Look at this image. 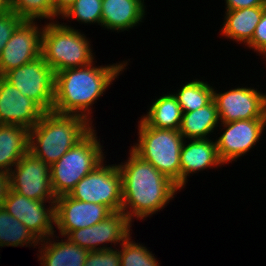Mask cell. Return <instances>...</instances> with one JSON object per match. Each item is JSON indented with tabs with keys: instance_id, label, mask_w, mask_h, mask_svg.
I'll return each mask as SVG.
<instances>
[{
	"instance_id": "cell-30",
	"label": "cell",
	"mask_w": 266,
	"mask_h": 266,
	"mask_svg": "<svg viewBox=\"0 0 266 266\" xmlns=\"http://www.w3.org/2000/svg\"><path fill=\"white\" fill-rule=\"evenodd\" d=\"M84 266H120L119 248L89 251Z\"/></svg>"
},
{
	"instance_id": "cell-2",
	"label": "cell",
	"mask_w": 266,
	"mask_h": 266,
	"mask_svg": "<svg viewBox=\"0 0 266 266\" xmlns=\"http://www.w3.org/2000/svg\"><path fill=\"white\" fill-rule=\"evenodd\" d=\"M95 62L55 73L53 112L80 115L93 123V104L109 90V86L127 69L129 63L125 60L96 66Z\"/></svg>"
},
{
	"instance_id": "cell-36",
	"label": "cell",
	"mask_w": 266,
	"mask_h": 266,
	"mask_svg": "<svg viewBox=\"0 0 266 266\" xmlns=\"http://www.w3.org/2000/svg\"><path fill=\"white\" fill-rule=\"evenodd\" d=\"M262 56L265 59L264 61H266V53H264Z\"/></svg>"
},
{
	"instance_id": "cell-9",
	"label": "cell",
	"mask_w": 266,
	"mask_h": 266,
	"mask_svg": "<svg viewBox=\"0 0 266 266\" xmlns=\"http://www.w3.org/2000/svg\"><path fill=\"white\" fill-rule=\"evenodd\" d=\"M9 174L10 190L29 199L55 201L50 176V165L30 151L17 162Z\"/></svg>"
},
{
	"instance_id": "cell-4",
	"label": "cell",
	"mask_w": 266,
	"mask_h": 266,
	"mask_svg": "<svg viewBox=\"0 0 266 266\" xmlns=\"http://www.w3.org/2000/svg\"><path fill=\"white\" fill-rule=\"evenodd\" d=\"M44 23L41 55L54 73L95 61L91 42L81 30L58 20Z\"/></svg>"
},
{
	"instance_id": "cell-12",
	"label": "cell",
	"mask_w": 266,
	"mask_h": 266,
	"mask_svg": "<svg viewBox=\"0 0 266 266\" xmlns=\"http://www.w3.org/2000/svg\"><path fill=\"white\" fill-rule=\"evenodd\" d=\"M219 127H223L221 132L224 130L215 142L219 159L226 165L237 161L257 146L266 128V122L265 119L237 120L220 122Z\"/></svg>"
},
{
	"instance_id": "cell-13",
	"label": "cell",
	"mask_w": 266,
	"mask_h": 266,
	"mask_svg": "<svg viewBox=\"0 0 266 266\" xmlns=\"http://www.w3.org/2000/svg\"><path fill=\"white\" fill-rule=\"evenodd\" d=\"M3 208L21 221L40 241L56 232L55 201L32 200L9 190Z\"/></svg>"
},
{
	"instance_id": "cell-27",
	"label": "cell",
	"mask_w": 266,
	"mask_h": 266,
	"mask_svg": "<svg viewBox=\"0 0 266 266\" xmlns=\"http://www.w3.org/2000/svg\"><path fill=\"white\" fill-rule=\"evenodd\" d=\"M130 234L122 244L118 245L120 253V266H160L153 252L144 244L136 243Z\"/></svg>"
},
{
	"instance_id": "cell-5",
	"label": "cell",
	"mask_w": 266,
	"mask_h": 266,
	"mask_svg": "<svg viewBox=\"0 0 266 266\" xmlns=\"http://www.w3.org/2000/svg\"><path fill=\"white\" fill-rule=\"evenodd\" d=\"M93 127L57 162L50 166L51 185L57 197L69 195L75 185L106 159Z\"/></svg>"
},
{
	"instance_id": "cell-20",
	"label": "cell",
	"mask_w": 266,
	"mask_h": 266,
	"mask_svg": "<svg viewBox=\"0 0 266 266\" xmlns=\"http://www.w3.org/2000/svg\"><path fill=\"white\" fill-rule=\"evenodd\" d=\"M266 6L246 7L237 10H226L220 34L232 41L246 46L255 33Z\"/></svg>"
},
{
	"instance_id": "cell-8",
	"label": "cell",
	"mask_w": 266,
	"mask_h": 266,
	"mask_svg": "<svg viewBox=\"0 0 266 266\" xmlns=\"http://www.w3.org/2000/svg\"><path fill=\"white\" fill-rule=\"evenodd\" d=\"M21 94L35 101L45 112H51L55 94V73L40 55L3 76Z\"/></svg>"
},
{
	"instance_id": "cell-28",
	"label": "cell",
	"mask_w": 266,
	"mask_h": 266,
	"mask_svg": "<svg viewBox=\"0 0 266 266\" xmlns=\"http://www.w3.org/2000/svg\"><path fill=\"white\" fill-rule=\"evenodd\" d=\"M101 15L102 0H75L73 5L59 19H75L79 23L101 26Z\"/></svg>"
},
{
	"instance_id": "cell-7",
	"label": "cell",
	"mask_w": 266,
	"mask_h": 266,
	"mask_svg": "<svg viewBox=\"0 0 266 266\" xmlns=\"http://www.w3.org/2000/svg\"><path fill=\"white\" fill-rule=\"evenodd\" d=\"M100 163L69 193L73 199L105 205L112 212L122 210V176L117 164Z\"/></svg>"
},
{
	"instance_id": "cell-33",
	"label": "cell",
	"mask_w": 266,
	"mask_h": 266,
	"mask_svg": "<svg viewBox=\"0 0 266 266\" xmlns=\"http://www.w3.org/2000/svg\"><path fill=\"white\" fill-rule=\"evenodd\" d=\"M74 2L75 0H53L54 21L58 20L57 17L59 18Z\"/></svg>"
},
{
	"instance_id": "cell-17",
	"label": "cell",
	"mask_w": 266,
	"mask_h": 266,
	"mask_svg": "<svg viewBox=\"0 0 266 266\" xmlns=\"http://www.w3.org/2000/svg\"><path fill=\"white\" fill-rule=\"evenodd\" d=\"M185 139L180 153V189L189 181V175L224 164L218 156L215 139ZM187 143V144H186ZM188 176V177H187Z\"/></svg>"
},
{
	"instance_id": "cell-14",
	"label": "cell",
	"mask_w": 266,
	"mask_h": 266,
	"mask_svg": "<svg viewBox=\"0 0 266 266\" xmlns=\"http://www.w3.org/2000/svg\"><path fill=\"white\" fill-rule=\"evenodd\" d=\"M37 23L24 20L17 27L0 54V76L41 55L44 25Z\"/></svg>"
},
{
	"instance_id": "cell-25",
	"label": "cell",
	"mask_w": 266,
	"mask_h": 266,
	"mask_svg": "<svg viewBox=\"0 0 266 266\" xmlns=\"http://www.w3.org/2000/svg\"><path fill=\"white\" fill-rule=\"evenodd\" d=\"M211 85L198 78L180 85L182 87L173 95L177 98L183 113L195 111L209 104L213 100L214 87Z\"/></svg>"
},
{
	"instance_id": "cell-19",
	"label": "cell",
	"mask_w": 266,
	"mask_h": 266,
	"mask_svg": "<svg viewBox=\"0 0 266 266\" xmlns=\"http://www.w3.org/2000/svg\"><path fill=\"white\" fill-rule=\"evenodd\" d=\"M56 235L54 233L40 241L37 254L40 266H84L89 251L75 245L65 236L55 240L59 238Z\"/></svg>"
},
{
	"instance_id": "cell-18",
	"label": "cell",
	"mask_w": 266,
	"mask_h": 266,
	"mask_svg": "<svg viewBox=\"0 0 266 266\" xmlns=\"http://www.w3.org/2000/svg\"><path fill=\"white\" fill-rule=\"evenodd\" d=\"M145 12L144 0H102L101 27L111 32L129 31L143 22Z\"/></svg>"
},
{
	"instance_id": "cell-23",
	"label": "cell",
	"mask_w": 266,
	"mask_h": 266,
	"mask_svg": "<svg viewBox=\"0 0 266 266\" xmlns=\"http://www.w3.org/2000/svg\"><path fill=\"white\" fill-rule=\"evenodd\" d=\"M183 111L173 93L163 94L152 101L141 119L150 127L179 130Z\"/></svg>"
},
{
	"instance_id": "cell-10",
	"label": "cell",
	"mask_w": 266,
	"mask_h": 266,
	"mask_svg": "<svg viewBox=\"0 0 266 266\" xmlns=\"http://www.w3.org/2000/svg\"><path fill=\"white\" fill-rule=\"evenodd\" d=\"M215 88L213 100L220 122L265 119L266 93L248 86H237L224 92H218Z\"/></svg>"
},
{
	"instance_id": "cell-1",
	"label": "cell",
	"mask_w": 266,
	"mask_h": 266,
	"mask_svg": "<svg viewBox=\"0 0 266 266\" xmlns=\"http://www.w3.org/2000/svg\"><path fill=\"white\" fill-rule=\"evenodd\" d=\"M122 176V210L133 223L164 209L181 189L131 148L126 161L117 164Z\"/></svg>"
},
{
	"instance_id": "cell-32",
	"label": "cell",
	"mask_w": 266,
	"mask_h": 266,
	"mask_svg": "<svg viewBox=\"0 0 266 266\" xmlns=\"http://www.w3.org/2000/svg\"><path fill=\"white\" fill-rule=\"evenodd\" d=\"M226 10H237L246 7L266 6V0H224Z\"/></svg>"
},
{
	"instance_id": "cell-6",
	"label": "cell",
	"mask_w": 266,
	"mask_h": 266,
	"mask_svg": "<svg viewBox=\"0 0 266 266\" xmlns=\"http://www.w3.org/2000/svg\"><path fill=\"white\" fill-rule=\"evenodd\" d=\"M138 139L131 149L180 188V153L184 138L179 130L157 129L138 121Z\"/></svg>"
},
{
	"instance_id": "cell-16",
	"label": "cell",
	"mask_w": 266,
	"mask_h": 266,
	"mask_svg": "<svg viewBox=\"0 0 266 266\" xmlns=\"http://www.w3.org/2000/svg\"><path fill=\"white\" fill-rule=\"evenodd\" d=\"M44 113L35 101L0 76V124L19 125L30 130Z\"/></svg>"
},
{
	"instance_id": "cell-3",
	"label": "cell",
	"mask_w": 266,
	"mask_h": 266,
	"mask_svg": "<svg viewBox=\"0 0 266 266\" xmlns=\"http://www.w3.org/2000/svg\"><path fill=\"white\" fill-rule=\"evenodd\" d=\"M93 127L80 115L45 112L29 130V151L51 166Z\"/></svg>"
},
{
	"instance_id": "cell-34",
	"label": "cell",
	"mask_w": 266,
	"mask_h": 266,
	"mask_svg": "<svg viewBox=\"0 0 266 266\" xmlns=\"http://www.w3.org/2000/svg\"><path fill=\"white\" fill-rule=\"evenodd\" d=\"M9 190H10L9 174L0 172V207L3 206Z\"/></svg>"
},
{
	"instance_id": "cell-29",
	"label": "cell",
	"mask_w": 266,
	"mask_h": 266,
	"mask_svg": "<svg viewBox=\"0 0 266 266\" xmlns=\"http://www.w3.org/2000/svg\"><path fill=\"white\" fill-rule=\"evenodd\" d=\"M23 21L17 13L9 8L0 14V54L17 27Z\"/></svg>"
},
{
	"instance_id": "cell-31",
	"label": "cell",
	"mask_w": 266,
	"mask_h": 266,
	"mask_svg": "<svg viewBox=\"0 0 266 266\" xmlns=\"http://www.w3.org/2000/svg\"><path fill=\"white\" fill-rule=\"evenodd\" d=\"M254 53L263 55L266 53V8L263 11L260 22L257 24L252 40L246 45Z\"/></svg>"
},
{
	"instance_id": "cell-22",
	"label": "cell",
	"mask_w": 266,
	"mask_h": 266,
	"mask_svg": "<svg viewBox=\"0 0 266 266\" xmlns=\"http://www.w3.org/2000/svg\"><path fill=\"white\" fill-rule=\"evenodd\" d=\"M220 125L214 100L195 111L183 113L179 132L184 139H208Z\"/></svg>"
},
{
	"instance_id": "cell-21",
	"label": "cell",
	"mask_w": 266,
	"mask_h": 266,
	"mask_svg": "<svg viewBox=\"0 0 266 266\" xmlns=\"http://www.w3.org/2000/svg\"><path fill=\"white\" fill-rule=\"evenodd\" d=\"M29 151V129L0 124V172L9 173Z\"/></svg>"
},
{
	"instance_id": "cell-24",
	"label": "cell",
	"mask_w": 266,
	"mask_h": 266,
	"mask_svg": "<svg viewBox=\"0 0 266 266\" xmlns=\"http://www.w3.org/2000/svg\"><path fill=\"white\" fill-rule=\"evenodd\" d=\"M40 240L21 221L0 207V247H34Z\"/></svg>"
},
{
	"instance_id": "cell-35",
	"label": "cell",
	"mask_w": 266,
	"mask_h": 266,
	"mask_svg": "<svg viewBox=\"0 0 266 266\" xmlns=\"http://www.w3.org/2000/svg\"><path fill=\"white\" fill-rule=\"evenodd\" d=\"M8 9L7 0H0V14Z\"/></svg>"
},
{
	"instance_id": "cell-15",
	"label": "cell",
	"mask_w": 266,
	"mask_h": 266,
	"mask_svg": "<svg viewBox=\"0 0 266 266\" xmlns=\"http://www.w3.org/2000/svg\"><path fill=\"white\" fill-rule=\"evenodd\" d=\"M111 213L105 205L83 202L63 195L55 200V229L59 230L60 238L66 237L73 230L101 222Z\"/></svg>"
},
{
	"instance_id": "cell-26",
	"label": "cell",
	"mask_w": 266,
	"mask_h": 266,
	"mask_svg": "<svg viewBox=\"0 0 266 266\" xmlns=\"http://www.w3.org/2000/svg\"><path fill=\"white\" fill-rule=\"evenodd\" d=\"M7 5L23 20L54 21L53 0H7Z\"/></svg>"
},
{
	"instance_id": "cell-11",
	"label": "cell",
	"mask_w": 266,
	"mask_h": 266,
	"mask_svg": "<svg viewBox=\"0 0 266 266\" xmlns=\"http://www.w3.org/2000/svg\"><path fill=\"white\" fill-rule=\"evenodd\" d=\"M132 225L125 212L116 211L93 226L71 231L66 238L88 251L113 249L132 234Z\"/></svg>"
}]
</instances>
